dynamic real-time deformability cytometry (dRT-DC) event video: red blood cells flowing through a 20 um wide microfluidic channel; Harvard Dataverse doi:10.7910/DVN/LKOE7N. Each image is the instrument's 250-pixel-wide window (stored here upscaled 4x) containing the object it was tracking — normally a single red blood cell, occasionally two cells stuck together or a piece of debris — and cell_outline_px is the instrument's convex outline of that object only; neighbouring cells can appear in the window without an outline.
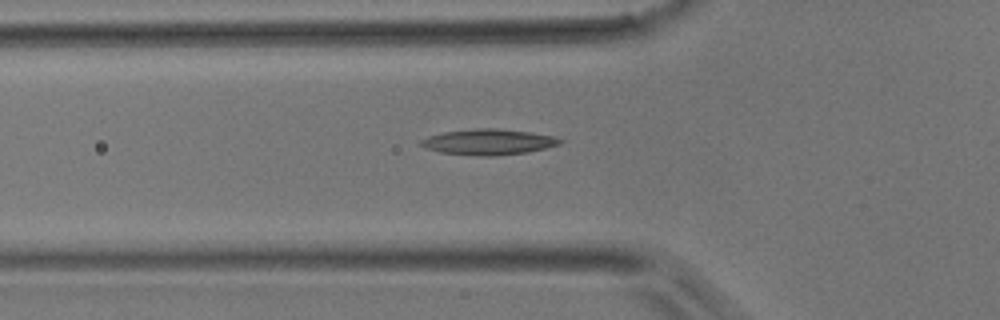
{"species": "common noctule bat (a hibernating species)", "species_latin": "Nyctalus noctula", "temperature_condition": "room temperature", "stored_images_in_passage": 32, "camera_frame_rate_fps": 3000, "um_per_image_px": 0.085, "animal": {"sex": "male", "body_mass_g": 17.9}, "frame": {"image": 1, "passage_image": 6, "time_ms": 1.667, "image_size_px": [1000, 320], "cell_outline_px": [[564, 140], [560, 144], [528, 152], [492, 156], [480, 156], [440, 152], [428, 148], [420, 144], [420, 140], [428, 136], [444, 132], [472, 128], [496, 128], [528, 132], [552, 136]], "centroid_in_image_um": [41.51, 12.06], "position_along_channel_um": 84.3, "area_um2": 20.63}}
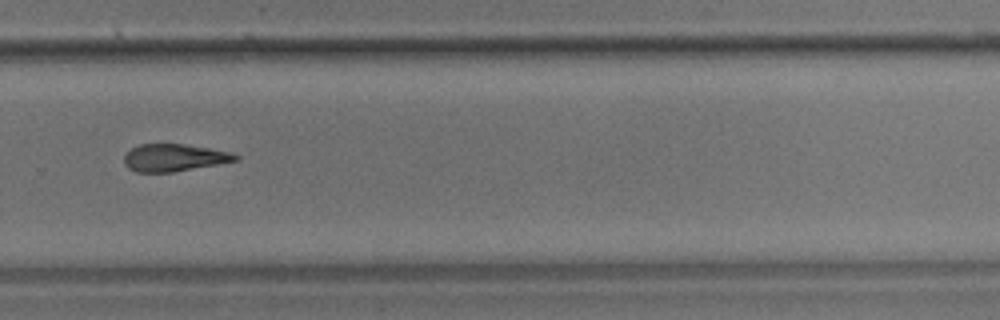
{"frame": {"image": 2, "passage_image": 22, "time_ms": 7.0, "image_size_px": [1000, 320], "cell_outline_px": [[240, 160], [220, 164], [172, 172], [136, 172], [128, 168], [124, 164], [124, 156], [132, 148], [140, 144], [184, 144], [232, 152], [240, 156]], "centroid_in_image_um": [14.84, 13.41], "position_along_channel_um": 315.0, "area_um2": 17.8}}
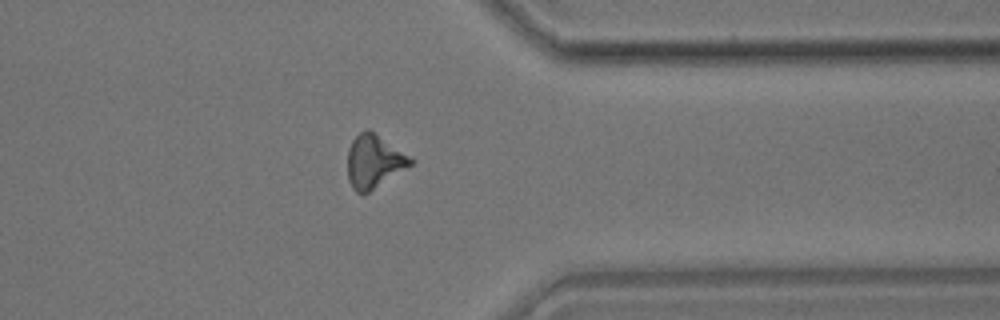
{"frame": {"image": 3, "passage_image": 27, "time_ms": 8.667, "image_size_px": [1000, 320], "cell_outline_px": [[416, 160], [412, 164], [368, 192], [356, 192], [352, 188], [348, 180], [348, 148], [352, 140], [364, 128], [368, 128]], "centroid_in_image_um": [31.77, 13.69], "position_along_channel_um": 379.6, "area_um2": 19.31}}